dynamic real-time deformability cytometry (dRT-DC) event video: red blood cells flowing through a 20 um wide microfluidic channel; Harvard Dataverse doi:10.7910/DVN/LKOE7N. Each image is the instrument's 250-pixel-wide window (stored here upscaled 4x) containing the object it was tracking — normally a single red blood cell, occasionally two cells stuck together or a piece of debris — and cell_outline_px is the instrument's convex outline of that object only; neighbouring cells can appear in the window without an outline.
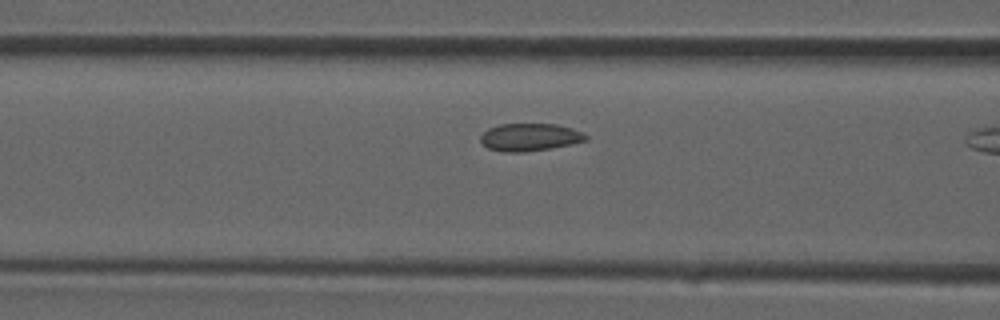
{"species": "common noctule bat (a hibernating species)", "species_latin": "Nyctalus noctula", "temperature_condition": "room temperature", "stored_images_in_passage": 9, "camera_frame_rate_fps": 3000, "um_per_image_px": 0.085, "animal": {"sex": "male", "forearm_length_mm": 52.5}, "frame": {"image": 1, "passage_image": 8, "time_ms": 2.333, "image_size_px": [1000, 320], "cell_outline_px": [[588, 140], [552, 148], [524, 152], [504, 152], [488, 148], [480, 140], [480, 136], [488, 128], [500, 124], [556, 124], [572, 128], [584, 132], [588, 136]], "centroid_in_image_um": [45.06, 11.66], "position_along_channel_um": 121.5, "area_um2": 16.99}}